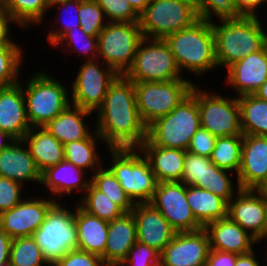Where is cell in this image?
I'll return each mask as SVG.
<instances>
[{
  "label": "cell",
  "mask_w": 267,
  "mask_h": 266,
  "mask_svg": "<svg viewBox=\"0 0 267 266\" xmlns=\"http://www.w3.org/2000/svg\"><path fill=\"white\" fill-rule=\"evenodd\" d=\"M67 45V46H66ZM64 46L71 53L85 55L87 61L98 57V36L86 34L81 27L67 31L52 47ZM73 49V50H72ZM73 52H72V51Z\"/></svg>",
  "instance_id": "cell-40"
},
{
  "label": "cell",
  "mask_w": 267,
  "mask_h": 266,
  "mask_svg": "<svg viewBox=\"0 0 267 266\" xmlns=\"http://www.w3.org/2000/svg\"><path fill=\"white\" fill-rule=\"evenodd\" d=\"M95 130L108 149L139 148L147 139L136 104L134 82L119 75L96 112Z\"/></svg>",
  "instance_id": "cell-1"
},
{
  "label": "cell",
  "mask_w": 267,
  "mask_h": 266,
  "mask_svg": "<svg viewBox=\"0 0 267 266\" xmlns=\"http://www.w3.org/2000/svg\"><path fill=\"white\" fill-rule=\"evenodd\" d=\"M0 266H11V264H10V261H9V262L0 264Z\"/></svg>",
  "instance_id": "cell-62"
},
{
  "label": "cell",
  "mask_w": 267,
  "mask_h": 266,
  "mask_svg": "<svg viewBox=\"0 0 267 266\" xmlns=\"http://www.w3.org/2000/svg\"><path fill=\"white\" fill-rule=\"evenodd\" d=\"M78 204L88 213L101 220L111 222L125 212L106 194L97 190L91 183Z\"/></svg>",
  "instance_id": "cell-37"
},
{
  "label": "cell",
  "mask_w": 267,
  "mask_h": 266,
  "mask_svg": "<svg viewBox=\"0 0 267 266\" xmlns=\"http://www.w3.org/2000/svg\"><path fill=\"white\" fill-rule=\"evenodd\" d=\"M10 264L11 266H51L33 236L12 239Z\"/></svg>",
  "instance_id": "cell-38"
},
{
  "label": "cell",
  "mask_w": 267,
  "mask_h": 266,
  "mask_svg": "<svg viewBox=\"0 0 267 266\" xmlns=\"http://www.w3.org/2000/svg\"><path fill=\"white\" fill-rule=\"evenodd\" d=\"M255 255V251L252 250L250 253L238 255L236 258L235 266H262ZM264 266V265H263Z\"/></svg>",
  "instance_id": "cell-53"
},
{
  "label": "cell",
  "mask_w": 267,
  "mask_h": 266,
  "mask_svg": "<svg viewBox=\"0 0 267 266\" xmlns=\"http://www.w3.org/2000/svg\"><path fill=\"white\" fill-rule=\"evenodd\" d=\"M225 79V83L235 89L237 98L253 95L267 81L266 46L230 65Z\"/></svg>",
  "instance_id": "cell-20"
},
{
  "label": "cell",
  "mask_w": 267,
  "mask_h": 266,
  "mask_svg": "<svg viewBox=\"0 0 267 266\" xmlns=\"http://www.w3.org/2000/svg\"><path fill=\"white\" fill-rule=\"evenodd\" d=\"M217 138L206 129L200 127L191 138L186 151L196 155L210 157Z\"/></svg>",
  "instance_id": "cell-48"
},
{
  "label": "cell",
  "mask_w": 267,
  "mask_h": 266,
  "mask_svg": "<svg viewBox=\"0 0 267 266\" xmlns=\"http://www.w3.org/2000/svg\"><path fill=\"white\" fill-rule=\"evenodd\" d=\"M264 32H265V46H266V48H267V30L264 31Z\"/></svg>",
  "instance_id": "cell-63"
},
{
  "label": "cell",
  "mask_w": 267,
  "mask_h": 266,
  "mask_svg": "<svg viewBox=\"0 0 267 266\" xmlns=\"http://www.w3.org/2000/svg\"><path fill=\"white\" fill-rule=\"evenodd\" d=\"M22 140L41 173L64 160V145L44 127H31Z\"/></svg>",
  "instance_id": "cell-30"
},
{
  "label": "cell",
  "mask_w": 267,
  "mask_h": 266,
  "mask_svg": "<svg viewBox=\"0 0 267 266\" xmlns=\"http://www.w3.org/2000/svg\"><path fill=\"white\" fill-rule=\"evenodd\" d=\"M229 174L234 176L231 171L218 168L210 157L186 151L180 182L186 186L192 185L207 189L229 203L241 189L238 183L236 186L233 184V177Z\"/></svg>",
  "instance_id": "cell-14"
},
{
  "label": "cell",
  "mask_w": 267,
  "mask_h": 266,
  "mask_svg": "<svg viewBox=\"0 0 267 266\" xmlns=\"http://www.w3.org/2000/svg\"><path fill=\"white\" fill-rule=\"evenodd\" d=\"M199 19L196 7L186 1L150 0L140 14L139 24L145 38L164 39Z\"/></svg>",
  "instance_id": "cell-9"
},
{
  "label": "cell",
  "mask_w": 267,
  "mask_h": 266,
  "mask_svg": "<svg viewBox=\"0 0 267 266\" xmlns=\"http://www.w3.org/2000/svg\"><path fill=\"white\" fill-rule=\"evenodd\" d=\"M263 240H267V236L266 237H264V238H262V239H260V240H258L257 242H262ZM265 257H266V259H265V261H267V254H265ZM267 263V262H266ZM266 266H267V264H266Z\"/></svg>",
  "instance_id": "cell-61"
},
{
  "label": "cell",
  "mask_w": 267,
  "mask_h": 266,
  "mask_svg": "<svg viewBox=\"0 0 267 266\" xmlns=\"http://www.w3.org/2000/svg\"><path fill=\"white\" fill-rule=\"evenodd\" d=\"M149 203L176 232H194L203 228L186 200V185L180 181L158 183Z\"/></svg>",
  "instance_id": "cell-15"
},
{
  "label": "cell",
  "mask_w": 267,
  "mask_h": 266,
  "mask_svg": "<svg viewBox=\"0 0 267 266\" xmlns=\"http://www.w3.org/2000/svg\"><path fill=\"white\" fill-rule=\"evenodd\" d=\"M67 0H47V2H48V8L50 9H52L53 8V6H55V5H57V4H60V3H64V2H66Z\"/></svg>",
  "instance_id": "cell-57"
},
{
  "label": "cell",
  "mask_w": 267,
  "mask_h": 266,
  "mask_svg": "<svg viewBox=\"0 0 267 266\" xmlns=\"http://www.w3.org/2000/svg\"><path fill=\"white\" fill-rule=\"evenodd\" d=\"M143 38L139 22H107L98 35L97 59L124 75L132 66Z\"/></svg>",
  "instance_id": "cell-8"
},
{
  "label": "cell",
  "mask_w": 267,
  "mask_h": 266,
  "mask_svg": "<svg viewBox=\"0 0 267 266\" xmlns=\"http://www.w3.org/2000/svg\"><path fill=\"white\" fill-rule=\"evenodd\" d=\"M53 266H106L102 257L84 252L72 250L66 253Z\"/></svg>",
  "instance_id": "cell-47"
},
{
  "label": "cell",
  "mask_w": 267,
  "mask_h": 266,
  "mask_svg": "<svg viewBox=\"0 0 267 266\" xmlns=\"http://www.w3.org/2000/svg\"><path fill=\"white\" fill-rule=\"evenodd\" d=\"M80 27L88 35L98 36L107 21L95 0H82L79 8Z\"/></svg>",
  "instance_id": "cell-42"
},
{
  "label": "cell",
  "mask_w": 267,
  "mask_h": 266,
  "mask_svg": "<svg viewBox=\"0 0 267 266\" xmlns=\"http://www.w3.org/2000/svg\"><path fill=\"white\" fill-rule=\"evenodd\" d=\"M119 266H160V253L137 241Z\"/></svg>",
  "instance_id": "cell-45"
},
{
  "label": "cell",
  "mask_w": 267,
  "mask_h": 266,
  "mask_svg": "<svg viewBox=\"0 0 267 266\" xmlns=\"http://www.w3.org/2000/svg\"><path fill=\"white\" fill-rule=\"evenodd\" d=\"M107 168L134 203H149L158 182L148 159L139 148L109 149Z\"/></svg>",
  "instance_id": "cell-5"
},
{
  "label": "cell",
  "mask_w": 267,
  "mask_h": 266,
  "mask_svg": "<svg viewBox=\"0 0 267 266\" xmlns=\"http://www.w3.org/2000/svg\"><path fill=\"white\" fill-rule=\"evenodd\" d=\"M196 10L200 19H205L209 22L214 21V15L217 17V20L240 17L235 9L234 0H199Z\"/></svg>",
  "instance_id": "cell-43"
},
{
  "label": "cell",
  "mask_w": 267,
  "mask_h": 266,
  "mask_svg": "<svg viewBox=\"0 0 267 266\" xmlns=\"http://www.w3.org/2000/svg\"><path fill=\"white\" fill-rule=\"evenodd\" d=\"M102 8L107 22H139L140 15L128 0H95Z\"/></svg>",
  "instance_id": "cell-44"
},
{
  "label": "cell",
  "mask_w": 267,
  "mask_h": 266,
  "mask_svg": "<svg viewBox=\"0 0 267 266\" xmlns=\"http://www.w3.org/2000/svg\"><path fill=\"white\" fill-rule=\"evenodd\" d=\"M27 80L22 87L31 127H44L71 104L70 90L43 69Z\"/></svg>",
  "instance_id": "cell-4"
},
{
  "label": "cell",
  "mask_w": 267,
  "mask_h": 266,
  "mask_svg": "<svg viewBox=\"0 0 267 266\" xmlns=\"http://www.w3.org/2000/svg\"><path fill=\"white\" fill-rule=\"evenodd\" d=\"M104 142L102 137L94 129V132L83 140L72 141L64 144V159L73 163L76 167L83 170L88 169L93 173L100 169L104 162H101V155L97 150V142Z\"/></svg>",
  "instance_id": "cell-32"
},
{
  "label": "cell",
  "mask_w": 267,
  "mask_h": 266,
  "mask_svg": "<svg viewBox=\"0 0 267 266\" xmlns=\"http://www.w3.org/2000/svg\"><path fill=\"white\" fill-rule=\"evenodd\" d=\"M264 198V201L266 203V210H267V197H263Z\"/></svg>",
  "instance_id": "cell-64"
},
{
  "label": "cell",
  "mask_w": 267,
  "mask_h": 266,
  "mask_svg": "<svg viewBox=\"0 0 267 266\" xmlns=\"http://www.w3.org/2000/svg\"><path fill=\"white\" fill-rule=\"evenodd\" d=\"M131 212L136 221L137 241L161 253L177 232L150 203H135Z\"/></svg>",
  "instance_id": "cell-21"
},
{
  "label": "cell",
  "mask_w": 267,
  "mask_h": 266,
  "mask_svg": "<svg viewBox=\"0 0 267 266\" xmlns=\"http://www.w3.org/2000/svg\"><path fill=\"white\" fill-rule=\"evenodd\" d=\"M76 205L77 249L102 257L107 243L109 222L88 213L79 204Z\"/></svg>",
  "instance_id": "cell-28"
},
{
  "label": "cell",
  "mask_w": 267,
  "mask_h": 266,
  "mask_svg": "<svg viewBox=\"0 0 267 266\" xmlns=\"http://www.w3.org/2000/svg\"><path fill=\"white\" fill-rule=\"evenodd\" d=\"M56 201L33 237L47 262L53 266L66 253L77 250L78 235L74 210Z\"/></svg>",
  "instance_id": "cell-7"
},
{
  "label": "cell",
  "mask_w": 267,
  "mask_h": 266,
  "mask_svg": "<svg viewBox=\"0 0 267 266\" xmlns=\"http://www.w3.org/2000/svg\"><path fill=\"white\" fill-rule=\"evenodd\" d=\"M132 8L140 15L150 2V0H128Z\"/></svg>",
  "instance_id": "cell-54"
},
{
  "label": "cell",
  "mask_w": 267,
  "mask_h": 266,
  "mask_svg": "<svg viewBox=\"0 0 267 266\" xmlns=\"http://www.w3.org/2000/svg\"><path fill=\"white\" fill-rule=\"evenodd\" d=\"M21 81L0 87V129L15 140H22L31 128Z\"/></svg>",
  "instance_id": "cell-22"
},
{
  "label": "cell",
  "mask_w": 267,
  "mask_h": 266,
  "mask_svg": "<svg viewBox=\"0 0 267 266\" xmlns=\"http://www.w3.org/2000/svg\"><path fill=\"white\" fill-rule=\"evenodd\" d=\"M15 139L0 129V152L7 148Z\"/></svg>",
  "instance_id": "cell-55"
},
{
  "label": "cell",
  "mask_w": 267,
  "mask_h": 266,
  "mask_svg": "<svg viewBox=\"0 0 267 266\" xmlns=\"http://www.w3.org/2000/svg\"><path fill=\"white\" fill-rule=\"evenodd\" d=\"M91 114L93 112L70 104L44 128L63 145L72 141L83 140L94 132V129L90 131L91 127L89 128L84 120Z\"/></svg>",
  "instance_id": "cell-29"
},
{
  "label": "cell",
  "mask_w": 267,
  "mask_h": 266,
  "mask_svg": "<svg viewBox=\"0 0 267 266\" xmlns=\"http://www.w3.org/2000/svg\"><path fill=\"white\" fill-rule=\"evenodd\" d=\"M139 149L148 159L158 183L181 181L186 150L155 146L148 139Z\"/></svg>",
  "instance_id": "cell-27"
},
{
  "label": "cell",
  "mask_w": 267,
  "mask_h": 266,
  "mask_svg": "<svg viewBox=\"0 0 267 266\" xmlns=\"http://www.w3.org/2000/svg\"><path fill=\"white\" fill-rule=\"evenodd\" d=\"M201 89L195 83L190 91L197 100L201 127L216 138L243 135L238 98Z\"/></svg>",
  "instance_id": "cell-12"
},
{
  "label": "cell",
  "mask_w": 267,
  "mask_h": 266,
  "mask_svg": "<svg viewBox=\"0 0 267 266\" xmlns=\"http://www.w3.org/2000/svg\"><path fill=\"white\" fill-rule=\"evenodd\" d=\"M82 0H67L64 3H60L57 4L53 7L56 8V6H58L59 8L57 9V12H62V14H67L70 15L68 20H64L60 19L62 18L61 15L59 14L60 17L58 16V18H55V22H57L58 27L59 28H51L49 29L48 33H47V41L49 44H51L52 46L69 30L71 29H78L80 27V18H79V8H80V4H81ZM67 15V16H68ZM57 20V21H56ZM63 20V21H62ZM59 22H61L62 25L59 24ZM62 26V27H60Z\"/></svg>",
  "instance_id": "cell-41"
},
{
  "label": "cell",
  "mask_w": 267,
  "mask_h": 266,
  "mask_svg": "<svg viewBox=\"0 0 267 266\" xmlns=\"http://www.w3.org/2000/svg\"><path fill=\"white\" fill-rule=\"evenodd\" d=\"M12 238L0 228V264L10 261Z\"/></svg>",
  "instance_id": "cell-52"
},
{
  "label": "cell",
  "mask_w": 267,
  "mask_h": 266,
  "mask_svg": "<svg viewBox=\"0 0 267 266\" xmlns=\"http://www.w3.org/2000/svg\"><path fill=\"white\" fill-rule=\"evenodd\" d=\"M241 189H255L267 183V136L243 135L241 163L235 177Z\"/></svg>",
  "instance_id": "cell-19"
},
{
  "label": "cell",
  "mask_w": 267,
  "mask_h": 266,
  "mask_svg": "<svg viewBox=\"0 0 267 266\" xmlns=\"http://www.w3.org/2000/svg\"><path fill=\"white\" fill-rule=\"evenodd\" d=\"M207 231L177 232L160 253V266H205L210 251Z\"/></svg>",
  "instance_id": "cell-17"
},
{
  "label": "cell",
  "mask_w": 267,
  "mask_h": 266,
  "mask_svg": "<svg viewBox=\"0 0 267 266\" xmlns=\"http://www.w3.org/2000/svg\"><path fill=\"white\" fill-rule=\"evenodd\" d=\"M209 236L210 248L237 255L250 253L258 240L228 216L204 228Z\"/></svg>",
  "instance_id": "cell-24"
},
{
  "label": "cell",
  "mask_w": 267,
  "mask_h": 266,
  "mask_svg": "<svg viewBox=\"0 0 267 266\" xmlns=\"http://www.w3.org/2000/svg\"><path fill=\"white\" fill-rule=\"evenodd\" d=\"M91 184L99 191L108 196L115 204H117L125 213H129L135 206L128 194L121 187L119 181L112 172L102 166L90 175Z\"/></svg>",
  "instance_id": "cell-36"
},
{
  "label": "cell",
  "mask_w": 267,
  "mask_h": 266,
  "mask_svg": "<svg viewBox=\"0 0 267 266\" xmlns=\"http://www.w3.org/2000/svg\"><path fill=\"white\" fill-rule=\"evenodd\" d=\"M12 23L16 25L5 7L0 6V45L7 43H17L14 42L15 40H11L12 37L10 33H12V31L10 25H12Z\"/></svg>",
  "instance_id": "cell-50"
},
{
  "label": "cell",
  "mask_w": 267,
  "mask_h": 266,
  "mask_svg": "<svg viewBox=\"0 0 267 266\" xmlns=\"http://www.w3.org/2000/svg\"><path fill=\"white\" fill-rule=\"evenodd\" d=\"M258 16H240L236 19L212 22L215 36L218 68L226 69L249 54L265 46V23ZM264 28V29H263Z\"/></svg>",
  "instance_id": "cell-3"
},
{
  "label": "cell",
  "mask_w": 267,
  "mask_h": 266,
  "mask_svg": "<svg viewBox=\"0 0 267 266\" xmlns=\"http://www.w3.org/2000/svg\"><path fill=\"white\" fill-rule=\"evenodd\" d=\"M186 200L196 221L205 228L208 224L227 217L228 203L204 188L186 186Z\"/></svg>",
  "instance_id": "cell-31"
},
{
  "label": "cell",
  "mask_w": 267,
  "mask_h": 266,
  "mask_svg": "<svg viewBox=\"0 0 267 266\" xmlns=\"http://www.w3.org/2000/svg\"><path fill=\"white\" fill-rule=\"evenodd\" d=\"M22 50L18 43L0 45V87L20 82V68L24 62Z\"/></svg>",
  "instance_id": "cell-39"
},
{
  "label": "cell",
  "mask_w": 267,
  "mask_h": 266,
  "mask_svg": "<svg viewBox=\"0 0 267 266\" xmlns=\"http://www.w3.org/2000/svg\"><path fill=\"white\" fill-rule=\"evenodd\" d=\"M237 254L210 249L205 266H235Z\"/></svg>",
  "instance_id": "cell-49"
},
{
  "label": "cell",
  "mask_w": 267,
  "mask_h": 266,
  "mask_svg": "<svg viewBox=\"0 0 267 266\" xmlns=\"http://www.w3.org/2000/svg\"><path fill=\"white\" fill-rule=\"evenodd\" d=\"M4 7L20 29L42 24L49 10L47 0H9Z\"/></svg>",
  "instance_id": "cell-35"
},
{
  "label": "cell",
  "mask_w": 267,
  "mask_h": 266,
  "mask_svg": "<svg viewBox=\"0 0 267 266\" xmlns=\"http://www.w3.org/2000/svg\"><path fill=\"white\" fill-rule=\"evenodd\" d=\"M9 0H0V6H5Z\"/></svg>",
  "instance_id": "cell-60"
},
{
  "label": "cell",
  "mask_w": 267,
  "mask_h": 266,
  "mask_svg": "<svg viewBox=\"0 0 267 266\" xmlns=\"http://www.w3.org/2000/svg\"><path fill=\"white\" fill-rule=\"evenodd\" d=\"M32 197H25L15 207L0 214V228L12 239L33 236L56 202L52 197Z\"/></svg>",
  "instance_id": "cell-16"
},
{
  "label": "cell",
  "mask_w": 267,
  "mask_h": 266,
  "mask_svg": "<svg viewBox=\"0 0 267 266\" xmlns=\"http://www.w3.org/2000/svg\"><path fill=\"white\" fill-rule=\"evenodd\" d=\"M194 83L187 78L166 82H134L139 116L146 127L170 113L190 94Z\"/></svg>",
  "instance_id": "cell-10"
},
{
  "label": "cell",
  "mask_w": 267,
  "mask_h": 266,
  "mask_svg": "<svg viewBox=\"0 0 267 266\" xmlns=\"http://www.w3.org/2000/svg\"><path fill=\"white\" fill-rule=\"evenodd\" d=\"M137 242L136 221L132 212L108 224L107 243L102 260L106 266H119Z\"/></svg>",
  "instance_id": "cell-26"
},
{
  "label": "cell",
  "mask_w": 267,
  "mask_h": 266,
  "mask_svg": "<svg viewBox=\"0 0 267 266\" xmlns=\"http://www.w3.org/2000/svg\"><path fill=\"white\" fill-rule=\"evenodd\" d=\"M183 1H186L190 4H192L194 7H197L198 3H199V0H183Z\"/></svg>",
  "instance_id": "cell-59"
},
{
  "label": "cell",
  "mask_w": 267,
  "mask_h": 266,
  "mask_svg": "<svg viewBox=\"0 0 267 266\" xmlns=\"http://www.w3.org/2000/svg\"><path fill=\"white\" fill-rule=\"evenodd\" d=\"M103 65V66H102ZM119 74L100 59L86 60L70 88L71 104L94 113L102 105L106 92Z\"/></svg>",
  "instance_id": "cell-13"
},
{
  "label": "cell",
  "mask_w": 267,
  "mask_h": 266,
  "mask_svg": "<svg viewBox=\"0 0 267 266\" xmlns=\"http://www.w3.org/2000/svg\"><path fill=\"white\" fill-rule=\"evenodd\" d=\"M243 135L217 138L210 160L218 168L231 171L237 176L241 163Z\"/></svg>",
  "instance_id": "cell-34"
},
{
  "label": "cell",
  "mask_w": 267,
  "mask_h": 266,
  "mask_svg": "<svg viewBox=\"0 0 267 266\" xmlns=\"http://www.w3.org/2000/svg\"><path fill=\"white\" fill-rule=\"evenodd\" d=\"M164 40L181 74L187 71L199 78L206 75L205 72L218 69L212 22L199 19L190 27L166 36Z\"/></svg>",
  "instance_id": "cell-2"
},
{
  "label": "cell",
  "mask_w": 267,
  "mask_h": 266,
  "mask_svg": "<svg viewBox=\"0 0 267 266\" xmlns=\"http://www.w3.org/2000/svg\"><path fill=\"white\" fill-rule=\"evenodd\" d=\"M124 76L132 82H166L184 78L165 40L145 37Z\"/></svg>",
  "instance_id": "cell-11"
},
{
  "label": "cell",
  "mask_w": 267,
  "mask_h": 266,
  "mask_svg": "<svg viewBox=\"0 0 267 266\" xmlns=\"http://www.w3.org/2000/svg\"><path fill=\"white\" fill-rule=\"evenodd\" d=\"M0 176L21 185L30 181L41 184V172L23 140H14L0 152Z\"/></svg>",
  "instance_id": "cell-25"
},
{
  "label": "cell",
  "mask_w": 267,
  "mask_h": 266,
  "mask_svg": "<svg viewBox=\"0 0 267 266\" xmlns=\"http://www.w3.org/2000/svg\"><path fill=\"white\" fill-rule=\"evenodd\" d=\"M200 127L197 100L190 93L170 113L147 127V139L162 148L187 150Z\"/></svg>",
  "instance_id": "cell-6"
},
{
  "label": "cell",
  "mask_w": 267,
  "mask_h": 266,
  "mask_svg": "<svg viewBox=\"0 0 267 266\" xmlns=\"http://www.w3.org/2000/svg\"><path fill=\"white\" fill-rule=\"evenodd\" d=\"M23 185L0 176V214L19 204L24 196L21 194ZM22 196V197H21Z\"/></svg>",
  "instance_id": "cell-46"
},
{
  "label": "cell",
  "mask_w": 267,
  "mask_h": 266,
  "mask_svg": "<svg viewBox=\"0 0 267 266\" xmlns=\"http://www.w3.org/2000/svg\"><path fill=\"white\" fill-rule=\"evenodd\" d=\"M253 95L259 99L267 101V81H265Z\"/></svg>",
  "instance_id": "cell-56"
},
{
  "label": "cell",
  "mask_w": 267,
  "mask_h": 266,
  "mask_svg": "<svg viewBox=\"0 0 267 266\" xmlns=\"http://www.w3.org/2000/svg\"><path fill=\"white\" fill-rule=\"evenodd\" d=\"M87 173L64 159L41 173V185L46 187V191L50 192L49 196H53L55 201H60L57 200L59 197L62 200L64 195H71L75 190L83 193L82 198L91 183V179L84 175Z\"/></svg>",
  "instance_id": "cell-23"
},
{
  "label": "cell",
  "mask_w": 267,
  "mask_h": 266,
  "mask_svg": "<svg viewBox=\"0 0 267 266\" xmlns=\"http://www.w3.org/2000/svg\"><path fill=\"white\" fill-rule=\"evenodd\" d=\"M243 135L267 136V101L255 95L238 97Z\"/></svg>",
  "instance_id": "cell-33"
},
{
  "label": "cell",
  "mask_w": 267,
  "mask_h": 266,
  "mask_svg": "<svg viewBox=\"0 0 267 266\" xmlns=\"http://www.w3.org/2000/svg\"><path fill=\"white\" fill-rule=\"evenodd\" d=\"M235 9L240 16H256L259 14L258 8L267 3V0H234Z\"/></svg>",
  "instance_id": "cell-51"
},
{
  "label": "cell",
  "mask_w": 267,
  "mask_h": 266,
  "mask_svg": "<svg viewBox=\"0 0 267 266\" xmlns=\"http://www.w3.org/2000/svg\"><path fill=\"white\" fill-rule=\"evenodd\" d=\"M227 216L257 240L267 236V210L259 190L240 189L229 201Z\"/></svg>",
  "instance_id": "cell-18"
},
{
  "label": "cell",
  "mask_w": 267,
  "mask_h": 266,
  "mask_svg": "<svg viewBox=\"0 0 267 266\" xmlns=\"http://www.w3.org/2000/svg\"><path fill=\"white\" fill-rule=\"evenodd\" d=\"M258 190L261 192L263 197H267V186H263L259 188Z\"/></svg>",
  "instance_id": "cell-58"
}]
</instances>
